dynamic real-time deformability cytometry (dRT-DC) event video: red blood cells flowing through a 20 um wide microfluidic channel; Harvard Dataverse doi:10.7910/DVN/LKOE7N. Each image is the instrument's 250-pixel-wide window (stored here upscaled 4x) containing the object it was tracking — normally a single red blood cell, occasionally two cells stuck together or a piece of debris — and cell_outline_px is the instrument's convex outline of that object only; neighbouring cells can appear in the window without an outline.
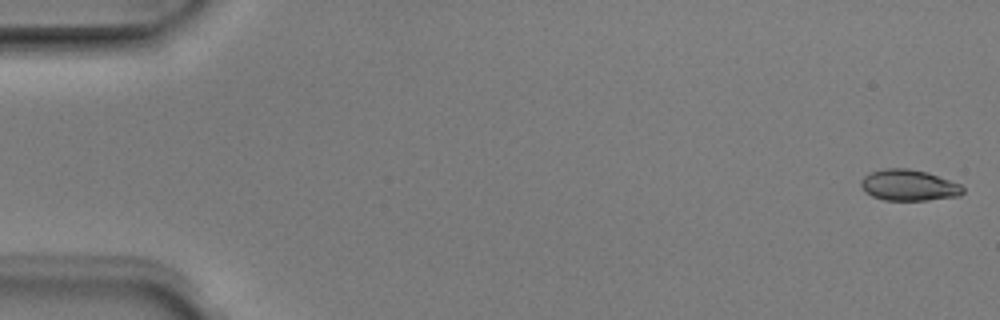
{"species": "Egyptian fruit bat (a non-hibernating species)", "species_latin": "Rousettus aegyptiacus", "temperature_condition": "room temperature", "stored_images_in_passage": 4, "camera_frame_rate_fps": 3000, "um_per_image_px": 0.085, "animal": {"sex": "male"}, "frame": {"image": 1, "passage_image": 1, "time_ms": 0.0, "image_size_px": [1000, 320], "cell_outline_px": [[964, 192], [960, 196], [928, 200], [884, 200], [872, 196], [860, 184], [860, 180], [864, 176], [872, 172], [884, 168], [908, 168], [928, 172], [960, 184], [964, 188]], "centroid_in_image_um": [77.28, 15.74], "position_along_channel_um": 7.7, "area_um2": 18.44}}
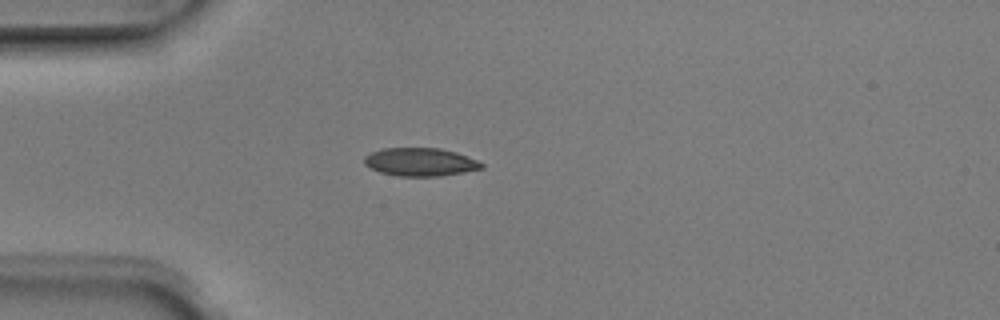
{"frame": {"image": 2, "passage_image": 4, "time_ms": 1.0, "image_size_px": [1000, 320], "cell_outline_px": [[484, 168], [464, 172], [440, 176], [400, 176], [380, 172], [364, 164], [364, 156], [372, 152], [384, 148], [440, 148], [456, 152], [480, 160], [484, 164]], "centroid_in_image_um": [35.77, 13.76], "position_along_channel_um": 49.2, "area_um2": 19.31}}